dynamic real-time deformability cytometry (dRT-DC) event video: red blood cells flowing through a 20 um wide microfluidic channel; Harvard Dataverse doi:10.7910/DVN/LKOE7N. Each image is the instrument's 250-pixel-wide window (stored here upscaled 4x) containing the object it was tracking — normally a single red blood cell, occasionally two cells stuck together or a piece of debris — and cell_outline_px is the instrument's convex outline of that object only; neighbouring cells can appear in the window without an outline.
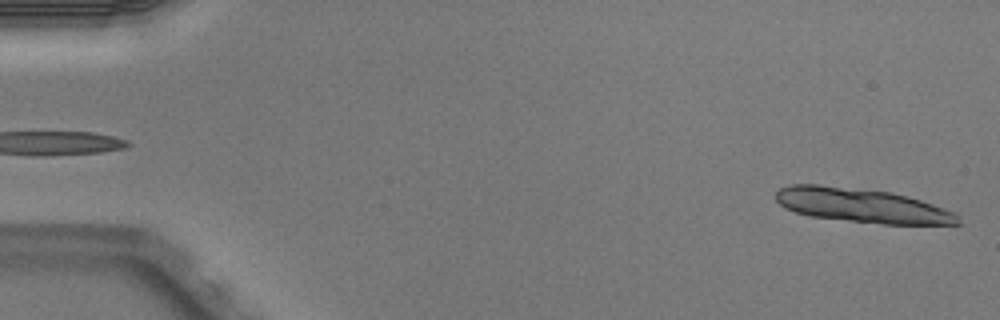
{"species": "Egyptian fruit bat (a non-hibernating species)", "species_latin": "Rousettus aegyptiacus", "temperature_condition": "warm", "stored_images_in_passage": 3, "camera_frame_rate_fps": 3000, "um_per_image_px": 0.085, "animal": {"sex": "male"}, "frame": {"image": 1, "passage_image": 3, "time_ms": 0.667, "image_size_px": [1000, 320], "cell_outline_px": [[960, 224], [884, 224], [812, 216], [796, 212], [784, 208], [776, 200], [776, 192], [780, 188], [792, 184], [820, 184], [892, 192], [908, 196], [956, 212], [960, 216]], "centroid_in_image_um": [73.28, 17.46], "position_along_channel_um": 11.7, "area_um2": 36.18}}